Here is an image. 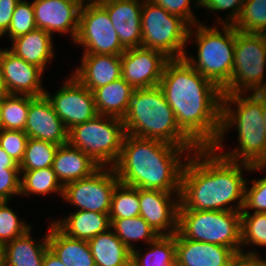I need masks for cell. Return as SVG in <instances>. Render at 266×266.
Returning <instances> with one entry per match:
<instances>
[{
    "mask_svg": "<svg viewBox=\"0 0 266 266\" xmlns=\"http://www.w3.org/2000/svg\"><path fill=\"white\" fill-rule=\"evenodd\" d=\"M159 87L180 129L199 147H213L221 129L222 90L184 58L170 59Z\"/></svg>",
    "mask_w": 266,
    "mask_h": 266,
    "instance_id": "6da1fadb",
    "label": "cell"
},
{
    "mask_svg": "<svg viewBox=\"0 0 266 266\" xmlns=\"http://www.w3.org/2000/svg\"><path fill=\"white\" fill-rule=\"evenodd\" d=\"M242 168L253 171L252 165L226 159L212 147L196 149L183 166L178 209L242 211L249 180Z\"/></svg>",
    "mask_w": 266,
    "mask_h": 266,
    "instance_id": "7a4b0ae2",
    "label": "cell"
},
{
    "mask_svg": "<svg viewBox=\"0 0 266 266\" xmlns=\"http://www.w3.org/2000/svg\"><path fill=\"white\" fill-rule=\"evenodd\" d=\"M190 154L184 147L126 134L113 169L128 186L180 193L183 166Z\"/></svg>",
    "mask_w": 266,
    "mask_h": 266,
    "instance_id": "3957f363",
    "label": "cell"
},
{
    "mask_svg": "<svg viewBox=\"0 0 266 266\" xmlns=\"http://www.w3.org/2000/svg\"><path fill=\"white\" fill-rule=\"evenodd\" d=\"M263 123L262 92L223 94L220 134L212 148L233 162L252 166L264 165L266 163V130ZM234 126L238 133V146L232 151L228 149L227 152H223L221 150L225 146L223 145L224 136Z\"/></svg>",
    "mask_w": 266,
    "mask_h": 266,
    "instance_id": "277c9868",
    "label": "cell"
},
{
    "mask_svg": "<svg viewBox=\"0 0 266 266\" xmlns=\"http://www.w3.org/2000/svg\"><path fill=\"white\" fill-rule=\"evenodd\" d=\"M122 121L126 134L184 147L190 153L199 148L178 126L159 86L135 89Z\"/></svg>",
    "mask_w": 266,
    "mask_h": 266,
    "instance_id": "5b68a950",
    "label": "cell"
},
{
    "mask_svg": "<svg viewBox=\"0 0 266 266\" xmlns=\"http://www.w3.org/2000/svg\"><path fill=\"white\" fill-rule=\"evenodd\" d=\"M220 27L221 30L217 25L209 27L203 23L190 26L188 41L192 37V41L197 44V56L185 52L183 58L202 76L223 90L232 77L235 28L233 25Z\"/></svg>",
    "mask_w": 266,
    "mask_h": 266,
    "instance_id": "8992f818",
    "label": "cell"
},
{
    "mask_svg": "<svg viewBox=\"0 0 266 266\" xmlns=\"http://www.w3.org/2000/svg\"><path fill=\"white\" fill-rule=\"evenodd\" d=\"M126 135L122 119L97 115L68 130V143L90 156L100 167H113Z\"/></svg>",
    "mask_w": 266,
    "mask_h": 266,
    "instance_id": "52a82bcc",
    "label": "cell"
},
{
    "mask_svg": "<svg viewBox=\"0 0 266 266\" xmlns=\"http://www.w3.org/2000/svg\"><path fill=\"white\" fill-rule=\"evenodd\" d=\"M178 232L186 239L241 252V211L178 209Z\"/></svg>",
    "mask_w": 266,
    "mask_h": 266,
    "instance_id": "ba28073f",
    "label": "cell"
},
{
    "mask_svg": "<svg viewBox=\"0 0 266 266\" xmlns=\"http://www.w3.org/2000/svg\"><path fill=\"white\" fill-rule=\"evenodd\" d=\"M266 34L235 29V49L230 83L223 94L266 92ZM265 81V82H264Z\"/></svg>",
    "mask_w": 266,
    "mask_h": 266,
    "instance_id": "9c48e42d",
    "label": "cell"
},
{
    "mask_svg": "<svg viewBox=\"0 0 266 266\" xmlns=\"http://www.w3.org/2000/svg\"><path fill=\"white\" fill-rule=\"evenodd\" d=\"M141 47L163 52L170 59H181L186 52L190 25L150 0H143Z\"/></svg>",
    "mask_w": 266,
    "mask_h": 266,
    "instance_id": "30bf717a",
    "label": "cell"
},
{
    "mask_svg": "<svg viewBox=\"0 0 266 266\" xmlns=\"http://www.w3.org/2000/svg\"><path fill=\"white\" fill-rule=\"evenodd\" d=\"M73 43L83 47L82 54L122 55L126 50L101 5L81 7L78 33Z\"/></svg>",
    "mask_w": 266,
    "mask_h": 266,
    "instance_id": "8fae6325",
    "label": "cell"
},
{
    "mask_svg": "<svg viewBox=\"0 0 266 266\" xmlns=\"http://www.w3.org/2000/svg\"><path fill=\"white\" fill-rule=\"evenodd\" d=\"M119 182L113 167H100L86 178L67 183L63 201L78 210L109 214L112 194Z\"/></svg>",
    "mask_w": 266,
    "mask_h": 266,
    "instance_id": "7c38bea8",
    "label": "cell"
},
{
    "mask_svg": "<svg viewBox=\"0 0 266 266\" xmlns=\"http://www.w3.org/2000/svg\"><path fill=\"white\" fill-rule=\"evenodd\" d=\"M44 95L67 130L98 115L94 94L82 85L73 75L63 82V86L51 95Z\"/></svg>",
    "mask_w": 266,
    "mask_h": 266,
    "instance_id": "4fadbf2b",
    "label": "cell"
},
{
    "mask_svg": "<svg viewBox=\"0 0 266 266\" xmlns=\"http://www.w3.org/2000/svg\"><path fill=\"white\" fill-rule=\"evenodd\" d=\"M169 60L170 58L158 50L128 48L121 55L122 78L134 89L159 86Z\"/></svg>",
    "mask_w": 266,
    "mask_h": 266,
    "instance_id": "5bb4252c",
    "label": "cell"
},
{
    "mask_svg": "<svg viewBox=\"0 0 266 266\" xmlns=\"http://www.w3.org/2000/svg\"><path fill=\"white\" fill-rule=\"evenodd\" d=\"M179 194L139 188L140 216L159 235L178 231Z\"/></svg>",
    "mask_w": 266,
    "mask_h": 266,
    "instance_id": "9a60e30c",
    "label": "cell"
},
{
    "mask_svg": "<svg viewBox=\"0 0 266 266\" xmlns=\"http://www.w3.org/2000/svg\"><path fill=\"white\" fill-rule=\"evenodd\" d=\"M36 27L49 34H70L72 42L79 28L81 6L74 0H33Z\"/></svg>",
    "mask_w": 266,
    "mask_h": 266,
    "instance_id": "2e32d148",
    "label": "cell"
},
{
    "mask_svg": "<svg viewBox=\"0 0 266 266\" xmlns=\"http://www.w3.org/2000/svg\"><path fill=\"white\" fill-rule=\"evenodd\" d=\"M24 132L28 138L43 140L58 146L68 143V130L45 95L39 97L29 95Z\"/></svg>",
    "mask_w": 266,
    "mask_h": 266,
    "instance_id": "e0dca14e",
    "label": "cell"
},
{
    "mask_svg": "<svg viewBox=\"0 0 266 266\" xmlns=\"http://www.w3.org/2000/svg\"><path fill=\"white\" fill-rule=\"evenodd\" d=\"M1 66L7 94L44 95L41 78L44 71L41 68L15 56L7 48L1 49Z\"/></svg>",
    "mask_w": 266,
    "mask_h": 266,
    "instance_id": "ac0fdd59",
    "label": "cell"
},
{
    "mask_svg": "<svg viewBox=\"0 0 266 266\" xmlns=\"http://www.w3.org/2000/svg\"><path fill=\"white\" fill-rule=\"evenodd\" d=\"M100 5L107 11L121 44L126 49L141 47L143 0H105Z\"/></svg>",
    "mask_w": 266,
    "mask_h": 266,
    "instance_id": "d6986e66",
    "label": "cell"
},
{
    "mask_svg": "<svg viewBox=\"0 0 266 266\" xmlns=\"http://www.w3.org/2000/svg\"><path fill=\"white\" fill-rule=\"evenodd\" d=\"M176 266H230L236 254L231 248L184 238L175 233Z\"/></svg>",
    "mask_w": 266,
    "mask_h": 266,
    "instance_id": "ffe728a7",
    "label": "cell"
},
{
    "mask_svg": "<svg viewBox=\"0 0 266 266\" xmlns=\"http://www.w3.org/2000/svg\"><path fill=\"white\" fill-rule=\"evenodd\" d=\"M71 75L93 92L122 77L121 55L83 54Z\"/></svg>",
    "mask_w": 266,
    "mask_h": 266,
    "instance_id": "44dd1931",
    "label": "cell"
},
{
    "mask_svg": "<svg viewBox=\"0 0 266 266\" xmlns=\"http://www.w3.org/2000/svg\"><path fill=\"white\" fill-rule=\"evenodd\" d=\"M99 168L90 156L69 143L58 147L52 164V169L63 186L86 178Z\"/></svg>",
    "mask_w": 266,
    "mask_h": 266,
    "instance_id": "7402d4cb",
    "label": "cell"
},
{
    "mask_svg": "<svg viewBox=\"0 0 266 266\" xmlns=\"http://www.w3.org/2000/svg\"><path fill=\"white\" fill-rule=\"evenodd\" d=\"M8 50L27 63L38 66L43 71L55 56L52 35L43 29L36 28L29 33L11 40Z\"/></svg>",
    "mask_w": 266,
    "mask_h": 266,
    "instance_id": "603a6c76",
    "label": "cell"
},
{
    "mask_svg": "<svg viewBox=\"0 0 266 266\" xmlns=\"http://www.w3.org/2000/svg\"><path fill=\"white\" fill-rule=\"evenodd\" d=\"M48 246L66 266H96L88 241L64 234L53 222L49 223Z\"/></svg>",
    "mask_w": 266,
    "mask_h": 266,
    "instance_id": "cb8c5ba5",
    "label": "cell"
},
{
    "mask_svg": "<svg viewBox=\"0 0 266 266\" xmlns=\"http://www.w3.org/2000/svg\"><path fill=\"white\" fill-rule=\"evenodd\" d=\"M52 222L67 236L89 241L110 229L109 214L75 210L63 219Z\"/></svg>",
    "mask_w": 266,
    "mask_h": 266,
    "instance_id": "d4e9b609",
    "label": "cell"
},
{
    "mask_svg": "<svg viewBox=\"0 0 266 266\" xmlns=\"http://www.w3.org/2000/svg\"><path fill=\"white\" fill-rule=\"evenodd\" d=\"M29 229L2 247L3 266H41L48 246V233L36 242Z\"/></svg>",
    "mask_w": 266,
    "mask_h": 266,
    "instance_id": "484cf974",
    "label": "cell"
},
{
    "mask_svg": "<svg viewBox=\"0 0 266 266\" xmlns=\"http://www.w3.org/2000/svg\"><path fill=\"white\" fill-rule=\"evenodd\" d=\"M135 89L122 77L93 91L98 115L123 119Z\"/></svg>",
    "mask_w": 266,
    "mask_h": 266,
    "instance_id": "4316f807",
    "label": "cell"
},
{
    "mask_svg": "<svg viewBox=\"0 0 266 266\" xmlns=\"http://www.w3.org/2000/svg\"><path fill=\"white\" fill-rule=\"evenodd\" d=\"M96 266H131L132 252L108 229L88 241Z\"/></svg>",
    "mask_w": 266,
    "mask_h": 266,
    "instance_id": "83f0119b",
    "label": "cell"
},
{
    "mask_svg": "<svg viewBox=\"0 0 266 266\" xmlns=\"http://www.w3.org/2000/svg\"><path fill=\"white\" fill-rule=\"evenodd\" d=\"M148 245L151 247L143 255L140 248L132 251L131 266H176L175 234L159 235Z\"/></svg>",
    "mask_w": 266,
    "mask_h": 266,
    "instance_id": "f1b7e54d",
    "label": "cell"
},
{
    "mask_svg": "<svg viewBox=\"0 0 266 266\" xmlns=\"http://www.w3.org/2000/svg\"><path fill=\"white\" fill-rule=\"evenodd\" d=\"M20 173L21 196H30L31 194H37L39 196L57 193L63 198L64 186L58 180L52 167L35 170H20Z\"/></svg>",
    "mask_w": 266,
    "mask_h": 266,
    "instance_id": "f546056e",
    "label": "cell"
},
{
    "mask_svg": "<svg viewBox=\"0 0 266 266\" xmlns=\"http://www.w3.org/2000/svg\"><path fill=\"white\" fill-rule=\"evenodd\" d=\"M110 221L112 231L131 252L138 241H144L147 245L159 236L141 216L110 219Z\"/></svg>",
    "mask_w": 266,
    "mask_h": 266,
    "instance_id": "4dcf8cb0",
    "label": "cell"
},
{
    "mask_svg": "<svg viewBox=\"0 0 266 266\" xmlns=\"http://www.w3.org/2000/svg\"><path fill=\"white\" fill-rule=\"evenodd\" d=\"M29 109V95L2 96L1 129L24 131Z\"/></svg>",
    "mask_w": 266,
    "mask_h": 266,
    "instance_id": "1f68e13d",
    "label": "cell"
},
{
    "mask_svg": "<svg viewBox=\"0 0 266 266\" xmlns=\"http://www.w3.org/2000/svg\"><path fill=\"white\" fill-rule=\"evenodd\" d=\"M140 216L139 188L119 182L112 194L110 219Z\"/></svg>",
    "mask_w": 266,
    "mask_h": 266,
    "instance_id": "d6a6232c",
    "label": "cell"
},
{
    "mask_svg": "<svg viewBox=\"0 0 266 266\" xmlns=\"http://www.w3.org/2000/svg\"><path fill=\"white\" fill-rule=\"evenodd\" d=\"M58 145L43 140L28 138L20 170H35L52 167Z\"/></svg>",
    "mask_w": 266,
    "mask_h": 266,
    "instance_id": "836d02e7",
    "label": "cell"
},
{
    "mask_svg": "<svg viewBox=\"0 0 266 266\" xmlns=\"http://www.w3.org/2000/svg\"><path fill=\"white\" fill-rule=\"evenodd\" d=\"M233 27L245 33L266 34V0H245Z\"/></svg>",
    "mask_w": 266,
    "mask_h": 266,
    "instance_id": "e575fe53",
    "label": "cell"
},
{
    "mask_svg": "<svg viewBox=\"0 0 266 266\" xmlns=\"http://www.w3.org/2000/svg\"><path fill=\"white\" fill-rule=\"evenodd\" d=\"M245 245L266 247V213L241 212V252L243 253L246 252Z\"/></svg>",
    "mask_w": 266,
    "mask_h": 266,
    "instance_id": "d590c367",
    "label": "cell"
},
{
    "mask_svg": "<svg viewBox=\"0 0 266 266\" xmlns=\"http://www.w3.org/2000/svg\"><path fill=\"white\" fill-rule=\"evenodd\" d=\"M10 201L0 202V246L13 241L15 238L25 234L32 225L21 220L15 211L9 207Z\"/></svg>",
    "mask_w": 266,
    "mask_h": 266,
    "instance_id": "8d00e7d4",
    "label": "cell"
},
{
    "mask_svg": "<svg viewBox=\"0 0 266 266\" xmlns=\"http://www.w3.org/2000/svg\"><path fill=\"white\" fill-rule=\"evenodd\" d=\"M36 22L34 16L33 3L27 0H20L13 12L12 20L8 31L4 34L9 36L11 41L14 38L25 35L30 31L35 30Z\"/></svg>",
    "mask_w": 266,
    "mask_h": 266,
    "instance_id": "74e56055",
    "label": "cell"
},
{
    "mask_svg": "<svg viewBox=\"0 0 266 266\" xmlns=\"http://www.w3.org/2000/svg\"><path fill=\"white\" fill-rule=\"evenodd\" d=\"M28 141L22 130L0 129V147L18 164L22 161Z\"/></svg>",
    "mask_w": 266,
    "mask_h": 266,
    "instance_id": "f35d334b",
    "label": "cell"
},
{
    "mask_svg": "<svg viewBox=\"0 0 266 266\" xmlns=\"http://www.w3.org/2000/svg\"><path fill=\"white\" fill-rule=\"evenodd\" d=\"M245 0H200L199 8H206L207 11L212 13L214 11H228L227 16L225 15V19L218 17V25H234L239 15L241 13L243 3Z\"/></svg>",
    "mask_w": 266,
    "mask_h": 266,
    "instance_id": "ab89813d",
    "label": "cell"
},
{
    "mask_svg": "<svg viewBox=\"0 0 266 266\" xmlns=\"http://www.w3.org/2000/svg\"><path fill=\"white\" fill-rule=\"evenodd\" d=\"M252 185L245 187L244 207L241 212L266 213V176L258 180L251 179Z\"/></svg>",
    "mask_w": 266,
    "mask_h": 266,
    "instance_id": "60d3db41",
    "label": "cell"
},
{
    "mask_svg": "<svg viewBox=\"0 0 266 266\" xmlns=\"http://www.w3.org/2000/svg\"><path fill=\"white\" fill-rule=\"evenodd\" d=\"M20 183V168H5V165H0V201H10L13 196H19Z\"/></svg>",
    "mask_w": 266,
    "mask_h": 266,
    "instance_id": "b9f144b4",
    "label": "cell"
},
{
    "mask_svg": "<svg viewBox=\"0 0 266 266\" xmlns=\"http://www.w3.org/2000/svg\"><path fill=\"white\" fill-rule=\"evenodd\" d=\"M163 7L168 13L177 15L184 19L190 26L200 23L191 9V2L194 7H199L200 0H150Z\"/></svg>",
    "mask_w": 266,
    "mask_h": 266,
    "instance_id": "7bdbcfd3",
    "label": "cell"
},
{
    "mask_svg": "<svg viewBox=\"0 0 266 266\" xmlns=\"http://www.w3.org/2000/svg\"><path fill=\"white\" fill-rule=\"evenodd\" d=\"M260 257L258 252L254 251V248L247 250L245 253L239 252L232 258L230 266H266V257Z\"/></svg>",
    "mask_w": 266,
    "mask_h": 266,
    "instance_id": "ee69618b",
    "label": "cell"
},
{
    "mask_svg": "<svg viewBox=\"0 0 266 266\" xmlns=\"http://www.w3.org/2000/svg\"><path fill=\"white\" fill-rule=\"evenodd\" d=\"M20 0H0V38L8 31L12 15Z\"/></svg>",
    "mask_w": 266,
    "mask_h": 266,
    "instance_id": "f6af8a7d",
    "label": "cell"
},
{
    "mask_svg": "<svg viewBox=\"0 0 266 266\" xmlns=\"http://www.w3.org/2000/svg\"><path fill=\"white\" fill-rule=\"evenodd\" d=\"M41 266H66L60 261L57 255H55L49 248L46 250Z\"/></svg>",
    "mask_w": 266,
    "mask_h": 266,
    "instance_id": "bcb514c9",
    "label": "cell"
},
{
    "mask_svg": "<svg viewBox=\"0 0 266 266\" xmlns=\"http://www.w3.org/2000/svg\"><path fill=\"white\" fill-rule=\"evenodd\" d=\"M0 165H5V168H19V164L15 162L8 153L0 147Z\"/></svg>",
    "mask_w": 266,
    "mask_h": 266,
    "instance_id": "7dc6e473",
    "label": "cell"
},
{
    "mask_svg": "<svg viewBox=\"0 0 266 266\" xmlns=\"http://www.w3.org/2000/svg\"><path fill=\"white\" fill-rule=\"evenodd\" d=\"M76 1L81 7L86 5H100L105 0H74Z\"/></svg>",
    "mask_w": 266,
    "mask_h": 266,
    "instance_id": "c3c4849f",
    "label": "cell"
},
{
    "mask_svg": "<svg viewBox=\"0 0 266 266\" xmlns=\"http://www.w3.org/2000/svg\"><path fill=\"white\" fill-rule=\"evenodd\" d=\"M7 94L5 89V84L3 80V72H2V66H1V48H0V96H3Z\"/></svg>",
    "mask_w": 266,
    "mask_h": 266,
    "instance_id": "681fc988",
    "label": "cell"
},
{
    "mask_svg": "<svg viewBox=\"0 0 266 266\" xmlns=\"http://www.w3.org/2000/svg\"><path fill=\"white\" fill-rule=\"evenodd\" d=\"M262 104H263V118H264V127L266 130V92H262Z\"/></svg>",
    "mask_w": 266,
    "mask_h": 266,
    "instance_id": "f907efd6",
    "label": "cell"
},
{
    "mask_svg": "<svg viewBox=\"0 0 266 266\" xmlns=\"http://www.w3.org/2000/svg\"><path fill=\"white\" fill-rule=\"evenodd\" d=\"M266 169V163L264 165H260V166H253V172L254 171H264Z\"/></svg>",
    "mask_w": 266,
    "mask_h": 266,
    "instance_id": "816d5d0a",
    "label": "cell"
},
{
    "mask_svg": "<svg viewBox=\"0 0 266 266\" xmlns=\"http://www.w3.org/2000/svg\"><path fill=\"white\" fill-rule=\"evenodd\" d=\"M0 266H3V251L1 246H0Z\"/></svg>",
    "mask_w": 266,
    "mask_h": 266,
    "instance_id": "f5cc1de1",
    "label": "cell"
},
{
    "mask_svg": "<svg viewBox=\"0 0 266 266\" xmlns=\"http://www.w3.org/2000/svg\"><path fill=\"white\" fill-rule=\"evenodd\" d=\"M1 106H2V96H0V129H1Z\"/></svg>",
    "mask_w": 266,
    "mask_h": 266,
    "instance_id": "db71d44e",
    "label": "cell"
}]
</instances>
